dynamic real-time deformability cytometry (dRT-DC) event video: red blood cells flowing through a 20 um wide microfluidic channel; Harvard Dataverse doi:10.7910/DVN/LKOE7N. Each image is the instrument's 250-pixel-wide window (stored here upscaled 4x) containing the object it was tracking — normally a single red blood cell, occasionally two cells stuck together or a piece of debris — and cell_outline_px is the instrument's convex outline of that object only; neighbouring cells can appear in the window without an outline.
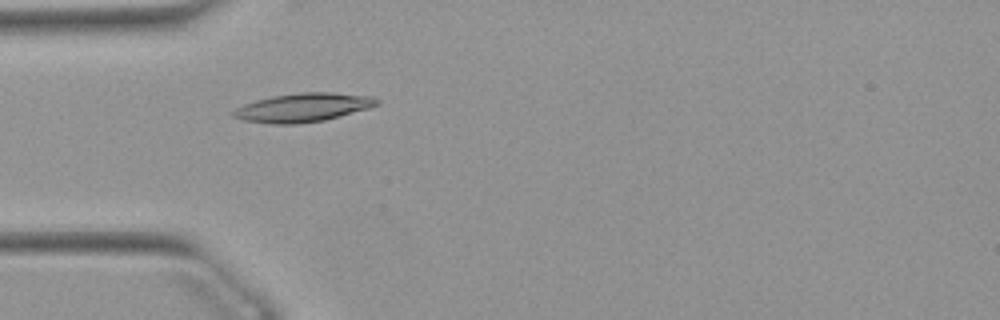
{"species": "Egyptian fruit bat (a non-hibernating species)", "species_latin": "Rousettus aegyptiacus", "temperature_condition": "warm", "stored_images_in_passage": 50, "camera_frame_rate_fps": 3000, "um_per_image_px": 0.085, "animal": {"sex": "female"}, "frame": {"image": 1, "passage_image": 15, "time_ms": 4.667, "image_size_px": [1000, 320], "cell_outline_px": [[380, 104], [368, 108], [340, 116], [324, 120], [296, 124], [272, 124], [244, 120], [232, 116], [232, 112], [236, 108], [244, 104], [256, 100], [272, 96], [300, 92], [332, 92], [372, 96], [380, 100]], "centroid_in_image_um": [25.77, 9.13], "position_along_channel_um": 59.2, "area_um2": 23.99}}
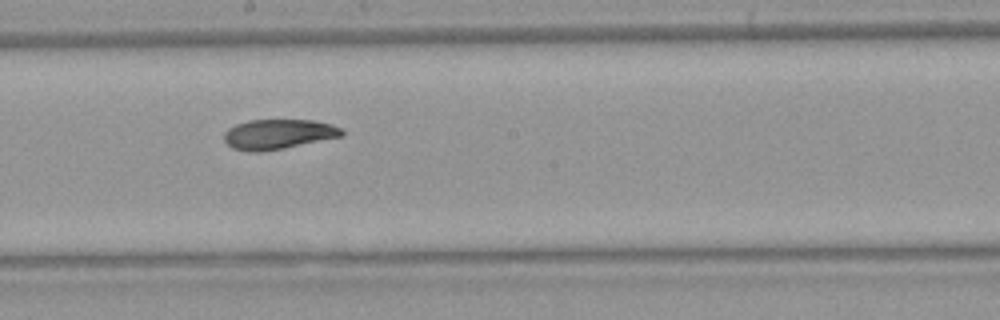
{"frame": {"image": 2, "passage_image": 28, "time_ms": 9.0, "image_size_px": [1000, 320], "cell_outline_px": [[344, 136], [284, 148], [260, 152], [248, 152], [232, 148], [224, 140], [224, 132], [228, 128], [236, 124], [248, 120], [312, 120], [332, 124], [340, 128], [344, 132]], "centroid_in_image_um": [23.64, 11.41], "position_along_channel_um": 224.6, "area_um2": 20.63}}
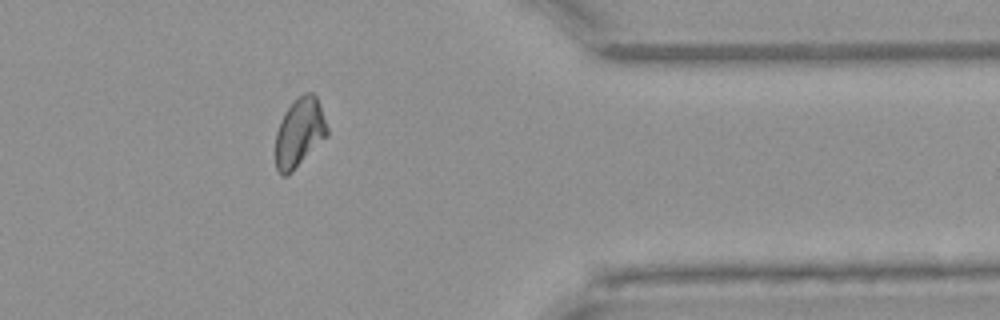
{"frame": {"image": 3, "passage_image": 42, "time_ms": 13.667, "image_size_px": [1000, 320], "cell_outline_px": [[328, 136], [288, 176], [280, 176], [276, 168], [276, 132], [280, 120], [284, 112], [304, 92], [312, 92], [316, 96], [328, 128]], "centroid_in_image_um": [25.45, 11.31], "position_along_channel_um": 386.0, "area_um2": 20.75}}